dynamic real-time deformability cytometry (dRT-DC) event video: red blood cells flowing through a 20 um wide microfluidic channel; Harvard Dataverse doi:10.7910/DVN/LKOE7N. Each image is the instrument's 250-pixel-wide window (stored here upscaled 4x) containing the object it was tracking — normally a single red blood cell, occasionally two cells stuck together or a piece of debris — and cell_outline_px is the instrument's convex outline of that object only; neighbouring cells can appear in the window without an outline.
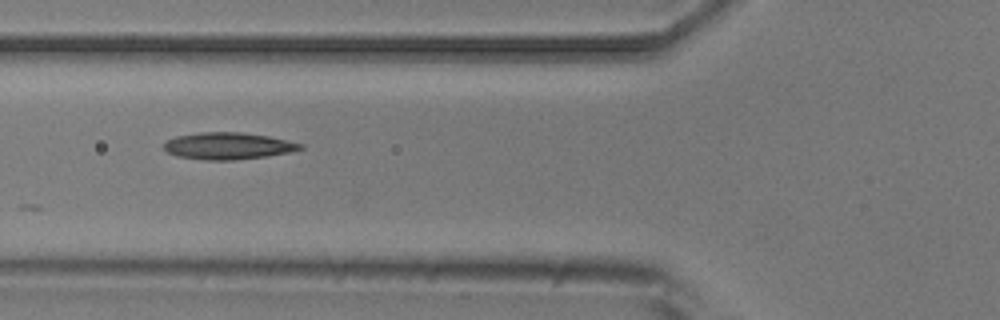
{"species": "common noctule bat (a hibernating species)", "species_latin": "Nyctalus noctula", "temperature_condition": "room temperature", "stored_images_in_passage": 6, "camera_frame_rate_fps": 3000, "um_per_image_px": 0.085, "animal": {"sex": "male", "body_mass_g": 20.5, "forearm_length_mm": 52.5}, "frame": {"image": 1, "passage_image": 2, "time_ms": 1.0, "image_size_px": [1000, 320], "cell_outline_px": [[304, 148], [288, 152], [268, 156], [232, 160], [208, 160], [176, 156], [168, 152], [164, 148], [164, 140], [176, 136], [200, 132], [240, 132], [268, 136], [304, 144]], "centroid_in_image_um": [19.36, 12.4], "position_along_channel_um": 106.4, "area_um2": 21.33}}
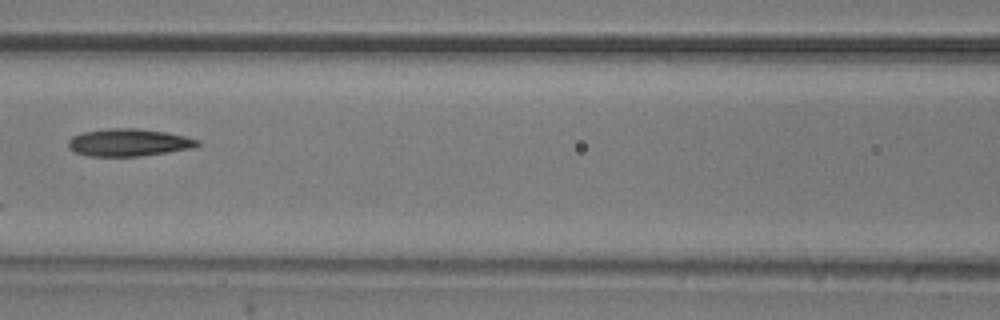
{"frame": {"image": 2, "passage_image": 3, "time_ms": 2.333, "image_size_px": [1000, 320], "cell_outline_px": [[200, 144], [192, 148], [168, 152], [140, 156], [88, 156], [76, 152], [68, 148], [68, 140], [72, 136], [84, 132], [108, 128], [140, 128], [168, 132], [200, 140]], "centroid_in_image_um": [10.94, 12.1], "position_along_channel_um": 155.7, "area_um2": 20.75}}
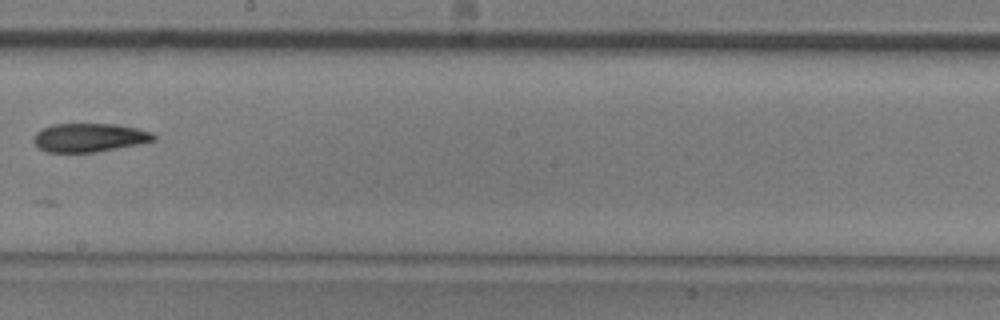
{"frame": {"image": 3, "passage_image": 5, "time_ms": 4.667, "image_size_px": [1000, 320], "cell_outline_px": [[156, 140], [96, 152], [44, 152], [36, 148], [32, 140], [36, 132], [40, 128], [52, 124], [116, 124], [136, 128], [152, 132], [156, 136]], "centroid_in_image_um": [7.52, 11.69], "position_along_channel_um": 240.7, "area_um2": 20.17}}